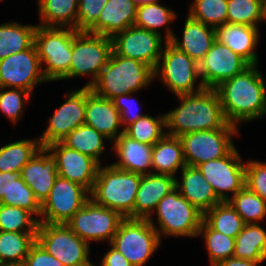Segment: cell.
I'll use <instances>...</instances> for the list:
<instances>
[{
  "instance_id": "obj_33",
  "label": "cell",
  "mask_w": 266,
  "mask_h": 266,
  "mask_svg": "<svg viewBox=\"0 0 266 266\" xmlns=\"http://www.w3.org/2000/svg\"><path fill=\"white\" fill-rule=\"evenodd\" d=\"M37 232L0 231V264H23Z\"/></svg>"
},
{
  "instance_id": "obj_18",
  "label": "cell",
  "mask_w": 266,
  "mask_h": 266,
  "mask_svg": "<svg viewBox=\"0 0 266 266\" xmlns=\"http://www.w3.org/2000/svg\"><path fill=\"white\" fill-rule=\"evenodd\" d=\"M250 64L217 40L199 62V74L205 88H216L221 82L243 72Z\"/></svg>"
},
{
  "instance_id": "obj_4",
  "label": "cell",
  "mask_w": 266,
  "mask_h": 266,
  "mask_svg": "<svg viewBox=\"0 0 266 266\" xmlns=\"http://www.w3.org/2000/svg\"><path fill=\"white\" fill-rule=\"evenodd\" d=\"M141 177L112 164H101L90 198L98 205L119 212L124 218H134V203Z\"/></svg>"
},
{
  "instance_id": "obj_54",
  "label": "cell",
  "mask_w": 266,
  "mask_h": 266,
  "mask_svg": "<svg viewBox=\"0 0 266 266\" xmlns=\"http://www.w3.org/2000/svg\"><path fill=\"white\" fill-rule=\"evenodd\" d=\"M0 266H23V264H0Z\"/></svg>"
},
{
  "instance_id": "obj_24",
  "label": "cell",
  "mask_w": 266,
  "mask_h": 266,
  "mask_svg": "<svg viewBox=\"0 0 266 266\" xmlns=\"http://www.w3.org/2000/svg\"><path fill=\"white\" fill-rule=\"evenodd\" d=\"M181 178L176 177L175 188L203 214L222 202L197 167L186 165Z\"/></svg>"
},
{
  "instance_id": "obj_2",
  "label": "cell",
  "mask_w": 266,
  "mask_h": 266,
  "mask_svg": "<svg viewBox=\"0 0 266 266\" xmlns=\"http://www.w3.org/2000/svg\"><path fill=\"white\" fill-rule=\"evenodd\" d=\"M176 97L180 99V105L165 113L166 134L180 137L203 130L238 129L226 121L215 89L205 88L195 94Z\"/></svg>"
},
{
  "instance_id": "obj_37",
  "label": "cell",
  "mask_w": 266,
  "mask_h": 266,
  "mask_svg": "<svg viewBox=\"0 0 266 266\" xmlns=\"http://www.w3.org/2000/svg\"><path fill=\"white\" fill-rule=\"evenodd\" d=\"M228 202L245 224L258 223L266 217V201L244 186Z\"/></svg>"
},
{
  "instance_id": "obj_7",
  "label": "cell",
  "mask_w": 266,
  "mask_h": 266,
  "mask_svg": "<svg viewBox=\"0 0 266 266\" xmlns=\"http://www.w3.org/2000/svg\"><path fill=\"white\" fill-rule=\"evenodd\" d=\"M159 62L154 69L158 78L175 96L195 94L205 89L199 74V63L166 41ZM198 80H200L198 82ZM198 82L195 86V83Z\"/></svg>"
},
{
  "instance_id": "obj_30",
  "label": "cell",
  "mask_w": 266,
  "mask_h": 266,
  "mask_svg": "<svg viewBox=\"0 0 266 266\" xmlns=\"http://www.w3.org/2000/svg\"><path fill=\"white\" fill-rule=\"evenodd\" d=\"M234 257L242 260H266V231L259 223L245 224L235 237Z\"/></svg>"
},
{
  "instance_id": "obj_52",
  "label": "cell",
  "mask_w": 266,
  "mask_h": 266,
  "mask_svg": "<svg viewBox=\"0 0 266 266\" xmlns=\"http://www.w3.org/2000/svg\"><path fill=\"white\" fill-rule=\"evenodd\" d=\"M137 6L148 4V3H155L158 2V0H133Z\"/></svg>"
},
{
  "instance_id": "obj_21",
  "label": "cell",
  "mask_w": 266,
  "mask_h": 266,
  "mask_svg": "<svg viewBox=\"0 0 266 266\" xmlns=\"http://www.w3.org/2000/svg\"><path fill=\"white\" fill-rule=\"evenodd\" d=\"M84 124L93 127L110 142H114L122 133L120 112L112 100L96 95L90 87L86 86V105Z\"/></svg>"
},
{
  "instance_id": "obj_47",
  "label": "cell",
  "mask_w": 266,
  "mask_h": 266,
  "mask_svg": "<svg viewBox=\"0 0 266 266\" xmlns=\"http://www.w3.org/2000/svg\"><path fill=\"white\" fill-rule=\"evenodd\" d=\"M132 94L133 93H125L120 96L114 97L112 99L114 106L120 112V120H121L123 129L127 125L138 120L140 117L146 115V114H141L140 112H138L139 109L137 108L138 105L136 104L137 101L133 99V97L131 96ZM134 108H137V109H134Z\"/></svg>"
},
{
  "instance_id": "obj_5",
  "label": "cell",
  "mask_w": 266,
  "mask_h": 266,
  "mask_svg": "<svg viewBox=\"0 0 266 266\" xmlns=\"http://www.w3.org/2000/svg\"><path fill=\"white\" fill-rule=\"evenodd\" d=\"M78 32L66 27L37 26L34 45L41 65H46L42 72L47 82L69 79L72 40Z\"/></svg>"
},
{
  "instance_id": "obj_28",
  "label": "cell",
  "mask_w": 266,
  "mask_h": 266,
  "mask_svg": "<svg viewBox=\"0 0 266 266\" xmlns=\"http://www.w3.org/2000/svg\"><path fill=\"white\" fill-rule=\"evenodd\" d=\"M185 166L183 147L179 137L165 134L153 145L152 173L176 177L177 171Z\"/></svg>"
},
{
  "instance_id": "obj_25",
  "label": "cell",
  "mask_w": 266,
  "mask_h": 266,
  "mask_svg": "<svg viewBox=\"0 0 266 266\" xmlns=\"http://www.w3.org/2000/svg\"><path fill=\"white\" fill-rule=\"evenodd\" d=\"M215 35L218 42L227 45L250 65H258L259 56L255 51L259 42L258 27L226 23L215 28Z\"/></svg>"
},
{
  "instance_id": "obj_23",
  "label": "cell",
  "mask_w": 266,
  "mask_h": 266,
  "mask_svg": "<svg viewBox=\"0 0 266 266\" xmlns=\"http://www.w3.org/2000/svg\"><path fill=\"white\" fill-rule=\"evenodd\" d=\"M112 150L118 157L112 163L114 167L140 175L152 173L153 145L138 142L122 133L113 142Z\"/></svg>"
},
{
  "instance_id": "obj_17",
  "label": "cell",
  "mask_w": 266,
  "mask_h": 266,
  "mask_svg": "<svg viewBox=\"0 0 266 266\" xmlns=\"http://www.w3.org/2000/svg\"><path fill=\"white\" fill-rule=\"evenodd\" d=\"M66 101L49 118L47 129L40 136L41 147L61 142L85 122L86 86L66 93Z\"/></svg>"
},
{
  "instance_id": "obj_43",
  "label": "cell",
  "mask_w": 266,
  "mask_h": 266,
  "mask_svg": "<svg viewBox=\"0 0 266 266\" xmlns=\"http://www.w3.org/2000/svg\"><path fill=\"white\" fill-rule=\"evenodd\" d=\"M0 204L20 207L31 212L33 215L41 216V204L36 199L32 189L19 178L14 180L7 196H3Z\"/></svg>"
},
{
  "instance_id": "obj_13",
  "label": "cell",
  "mask_w": 266,
  "mask_h": 266,
  "mask_svg": "<svg viewBox=\"0 0 266 266\" xmlns=\"http://www.w3.org/2000/svg\"><path fill=\"white\" fill-rule=\"evenodd\" d=\"M89 199L90 192L85 187L58 176L41 205L39 223L66 224Z\"/></svg>"
},
{
  "instance_id": "obj_39",
  "label": "cell",
  "mask_w": 266,
  "mask_h": 266,
  "mask_svg": "<svg viewBox=\"0 0 266 266\" xmlns=\"http://www.w3.org/2000/svg\"><path fill=\"white\" fill-rule=\"evenodd\" d=\"M200 235H203L211 266L234 256L235 238L213 230L204 220L197 236Z\"/></svg>"
},
{
  "instance_id": "obj_45",
  "label": "cell",
  "mask_w": 266,
  "mask_h": 266,
  "mask_svg": "<svg viewBox=\"0 0 266 266\" xmlns=\"http://www.w3.org/2000/svg\"><path fill=\"white\" fill-rule=\"evenodd\" d=\"M108 0H79L77 31H88L97 21Z\"/></svg>"
},
{
  "instance_id": "obj_42",
  "label": "cell",
  "mask_w": 266,
  "mask_h": 266,
  "mask_svg": "<svg viewBox=\"0 0 266 266\" xmlns=\"http://www.w3.org/2000/svg\"><path fill=\"white\" fill-rule=\"evenodd\" d=\"M262 20L261 0H228L227 23L258 27Z\"/></svg>"
},
{
  "instance_id": "obj_1",
  "label": "cell",
  "mask_w": 266,
  "mask_h": 266,
  "mask_svg": "<svg viewBox=\"0 0 266 266\" xmlns=\"http://www.w3.org/2000/svg\"><path fill=\"white\" fill-rule=\"evenodd\" d=\"M257 65L221 82L216 88L226 121L250 122L266 116V82Z\"/></svg>"
},
{
  "instance_id": "obj_16",
  "label": "cell",
  "mask_w": 266,
  "mask_h": 266,
  "mask_svg": "<svg viewBox=\"0 0 266 266\" xmlns=\"http://www.w3.org/2000/svg\"><path fill=\"white\" fill-rule=\"evenodd\" d=\"M112 51L119 56L136 59L156 68L162 54L163 35L136 26L115 34Z\"/></svg>"
},
{
  "instance_id": "obj_50",
  "label": "cell",
  "mask_w": 266,
  "mask_h": 266,
  "mask_svg": "<svg viewBox=\"0 0 266 266\" xmlns=\"http://www.w3.org/2000/svg\"><path fill=\"white\" fill-rule=\"evenodd\" d=\"M21 178V172H0V200L7 196L14 180Z\"/></svg>"
},
{
  "instance_id": "obj_34",
  "label": "cell",
  "mask_w": 266,
  "mask_h": 266,
  "mask_svg": "<svg viewBox=\"0 0 266 266\" xmlns=\"http://www.w3.org/2000/svg\"><path fill=\"white\" fill-rule=\"evenodd\" d=\"M107 140L100 132L86 124L70 132L61 142L70 149L88 155L101 165L100 155L104 154Z\"/></svg>"
},
{
  "instance_id": "obj_11",
  "label": "cell",
  "mask_w": 266,
  "mask_h": 266,
  "mask_svg": "<svg viewBox=\"0 0 266 266\" xmlns=\"http://www.w3.org/2000/svg\"><path fill=\"white\" fill-rule=\"evenodd\" d=\"M123 219L119 212L98 205L90 198L66 225L88 244L104 240L110 244Z\"/></svg>"
},
{
  "instance_id": "obj_8",
  "label": "cell",
  "mask_w": 266,
  "mask_h": 266,
  "mask_svg": "<svg viewBox=\"0 0 266 266\" xmlns=\"http://www.w3.org/2000/svg\"><path fill=\"white\" fill-rule=\"evenodd\" d=\"M160 243L158 232L148 219L124 218L109 245L132 266H143L161 246Z\"/></svg>"
},
{
  "instance_id": "obj_20",
  "label": "cell",
  "mask_w": 266,
  "mask_h": 266,
  "mask_svg": "<svg viewBox=\"0 0 266 266\" xmlns=\"http://www.w3.org/2000/svg\"><path fill=\"white\" fill-rule=\"evenodd\" d=\"M58 177L56 158L42 147L22 168L21 178L32 189L42 205Z\"/></svg>"
},
{
  "instance_id": "obj_51",
  "label": "cell",
  "mask_w": 266,
  "mask_h": 266,
  "mask_svg": "<svg viewBox=\"0 0 266 266\" xmlns=\"http://www.w3.org/2000/svg\"><path fill=\"white\" fill-rule=\"evenodd\" d=\"M264 261L242 260L236 257H229L220 261L216 266H259Z\"/></svg>"
},
{
  "instance_id": "obj_10",
  "label": "cell",
  "mask_w": 266,
  "mask_h": 266,
  "mask_svg": "<svg viewBox=\"0 0 266 266\" xmlns=\"http://www.w3.org/2000/svg\"><path fill=\"white\" fill-rule=\"evenodd\" d=\"M37 242L65 266H90L89 244L66 224L39 223Z\"/></svg>"
},
{
  "instance_id": "obj_44",
  "label": "cell",
  "mask_w": 266,
  "mask_h": 266,
  "mask_svg": "<svg viewBox=\"0 0 266 266\" xmlns=\"http://www.w3.org/2000/svg\"><path fill=\"white\" fill-rule=\"evenodd\" d=\"M0 87V112L5 114L12 124H16L24 113V104L31 99L32 93L15 88ZM25 102V103H24Z\"/></svg>"
},
{
  "instance_id": "obj_35",
  "label": "cell",
  "mask_w": 266,
  "mask_h": 266,
  "mask_svg": "<svg viewBox=\"0 0 266 266\" xmlns=\"http://www.w3.org/2000/svg\"><path fill=\"white\" fill-rule=\"evenodd\" d=\"M41 148L39 139H22L0 147V172H21Z\"/></svg>"
},
{
  "instance_id": "obj_6",
  "label": "cell",
  "mask_w": 266,
  "mask_h": 266,
  "mask_svg": "<svg viewBox=\"0 0 266 266\" xmlns=\"http://www.w3.org/2000/svg\"><path fill=\"white\" fill-rule=\"evenodd\" d=\"M154 212H157L156 220L159 228L152 219L148 221L158 232L160 240H162L161 235L196 237L204 218V214L184 198L176 188L159 201Z\"/></svg>"
},
{
  "instance_id": "obj_40",
  "label": "cell",
  "mask_w": 266,
  "mask_h": 266,
  "mask_svg": "<svg viewBox=\"0 0 266 266\" xmlns=\"http://www.w3.org/2000/svg\"><path fill=\"white\" fill-rule=\"evenodd\" d=\"M228 0H194L189 16L207 26L217 28L227 23Z\"/></svg>"
},
{
  "instance_id": "obj_38",
  "label": "cell",
  "mask_w": 266,
  "mask_h": 266,
  "mask_svg": "<svg viewBox=\"0 0 266 266\" xmlns=\"http://www.w3.org/2000/svg\"><path fill=\"white\" fill-rule=\"evenodd\" d=\"M166 114L159 117L144 115L124 128V134L141 143L154 145L165 134Z\"/></svg>"
},
{
  "instance_id": "obj_15",
  "label": "cell",
  "mask_w": 266,
  "mask_h": 266,
  "mask_svg": "<svg viewBox=\"0 0 266 266\" xmlns=\"http://www.w3.org/2000/svg\"><path fill=\"white\" fill-rule=\"evenodd\" d=\"M46 81L35 45L0 60V87L32 93L38 84Z\"/></svg>"
},
{
  "instance_id": "obj_46",
  "label": "cell",
  "mask_w": 266,
  "mask_h": 266,
  "mask_svg": "<svg viewBox=\"0 0 266 266\" xmlns=\"http://www.w3.org/2000/svg\"><path fill=\"white\" fill-rule=\"evenodd\" d=\"M245 186L266 201V162L253 159L246 162Z\"/></svg>"
},
{
  "instance_id": "obj_31",
  "label": "cell",
  "mask_w": 266,
  "mask_h": 266,
  "mask_svg": "<svg viewBox=\"0 0 266 266\" xmlns=\"http://www.w3.org/2000/svg\"><path fill=\"white\" fill-rule=\"evenodd\" d=\"M37 26L15 21L0 24V60L32 47Z\"/></svg>"
},
{
  "instance_id": "obj_26",
  "label": "cell",
  "mask_w": 266,
  "mask_h": 266,
  "mask_svg": "<svg viewBox=\"0 0 266 266\" xmlns=\"http://www.w3.org/2000/svg\"><path fill=\"white\" fill-rule=\"evenodd\" d=\"M136 12L137 5L133 0H108L98 21L87 32L112 38L134 25Z\"/></svg>"
},
{
  "instance_id": "obj_32",
  "label": "cell",
  "mask_w": 266,
  "mask_h": 266,
  "mask_svg": "<svg viewBox=\"0 0 266 266\" xmlns=\"http://www.w3.org/2000/svg\"><path fill=\"white\" fill-rule=\"evenodd\" d=\"M176 18L177 13L166 6L161 5L159 2L148 3L137 6L134 26L161 35L160 28L166 26L164 34L166 37H164V39L170 41L174 36V32H172L173 30H171L169 24L172 23L173 20H176Z\"/></svg>"
},
{
  "instance_id": "obj_19",
  "label": "cell",
  "mask_w": 266,
  "mask_h": 266,
  "mask_svg": "<svg viewBox=\"0 0 266 266\" xmlns=\"http://www.w3.org/2000/svg\"><path fill=\"white\" fill-rule=\"evenodd\" d=\"M46 148L56 158L58 176L93 189L100 164L92 157L70 149L62 142H54Z\"/></svg>"
},
{
  "instance_id": "obj_36",
  "label": "cell",
  "mask_w": 266,
  "mask_h": 266,
  "mask_svg": "<svg viewBox=\"0 0 266 266\" xmlns=\"http://www.w3.org/2000/svg\"><path fill=\"white\" fill-rule=\"evenodd\" d=\"M203 220L215 231L235 238L245 223L228 201L216 204L204 214Z\"/></svg>"
},
{
  "instance_id": "obj_53",
  "label": "cell",
  "mask_w": 266,
  "mask_h": 266,
  "mask_svg": "<svg viewBox=\"0 0 266 266\" xmlns=\"http://www.w3.org/2000/svg\"><path fill=\"white\" fill-rule=\"evenodd\" d=\"M261 6L263 19L266 21V0H261Z\"/></svg>"
},
{
  "instance_id": "obj_49",
  "label": "cell",
  "mask_w": 266,
  "mask_h": 266,
  "mask_svg": "<svg viewBox=\"0 0 266 266\" xmlns=\"http://www.w3.org/2000/svg\"><path fill=\"white\" fill-rule=\"evenodd\" d=\"M101 260L99 266H132L130 262L112 246Z\"/></svg>"
},
{
  "instance_id": "obj_12",
  "label": "cell",
  "mask_w": 266,
  "mask_h": 266,
  "mask_svg": "<svg viewBox=\"0 0 266 266\" xmlns=\"http://www.w3.org/2000/svg\"><path fill=\"white\" fill-rule=\"evenodd\" d=\"M238 129H215L190 132L179 138L186 165L194 166L227 156L234 148L233 135Z\"/></svg>"
},
{
  "instance_id": "obj_3",
  "label": "cell",
  "mask_w": 266,
  "mask_h": 266,
  "mask_svg": "<svg viewBox=\"0 0 266 266\" xmlns=\"http://www.w3.org/2000/svg\"><path fill=\"white\" fill-rule=\"evenodd\" d=\"M153 79L154 69L151 66L112 51L106 66L90 88L96 95L112 100L125 93H136L149 86Z\"/></svg>"
},
{
  "instance_id": "obj_22",
  "label": "cell",
  "mask_w": 266,
  "mask_h": 266,
  "mask_svg": "<svg viewBox=\"0 0 266 266\" xmlns=\"http://www.w3.org/2000/svg\"><path fill=\"white\" fill-rule=\"evenodd\" d=\"M176 177L150 173L142 175L134 203V218L152 219L159 201L175 189Z\"/></svg>"
},
{
  "instance_id": "obj_27",
  "label": "cell",
  "mask_w": 266,
  "mask_h": 266,
  "mask_svg": "<svg viewBox=\"0 0 266 266\" xmlns=\"http://www.w3.org/2000/svg\"><path fill=\"white\" fill-rule=\"evenodd\" d=\"M182 33L181 41L174 34L170 42L198 63L216 41L215 28L196 21L189 15L185 20Z\"/></svg>"
},
{
  "instance_id": "obj_48",
  "label": "cell",
  "mask_w": 266,
  "mask_h": 266,
  "mask_svg": "<svg viewBox=\"0 0 266 266\" xmlns=\"http://www.w3.org/2000/svg\"><path fill=\"white\" fill-rule=\"evenodd\" d=\"M23 266H65L54 256L50 255L44 247L39 243L35 242L29 254L26 256Z\"/></svg>"
},
{
  "instance_id": "obj_14",
  "label": "cell",
  "mask_w": 266,
  "mask_h": 266,
  "mask_svg": "<svg viewBox=\"0 0 266 266\" xmlns=\"http://www.w3.org/2000/svg\"><path fill=\"white\" fill-rule=\"evenodd\" d=\"M196 167L222 202L228 201L245 186L246 163H243L236 147L227 156ZM226 192L232 193V196Z\"/></svg>"
},
{
  "instance_id": "obj_41",
  "label": "cell",
  "mask_w": 266,
  "mask_h": 266,
  "mask_svg": "<svg viewBox=\"0 0 266 266\" xmlns=\"http://www.w3.org/2000/svg\"><path fill=\"white\" fill-rule=\"evenodd\" d=\"M39 219L20 207L0 204V231L37 232Z\"/></svg>"
},
{
  "instance_id": "obj_29",
  "label": "cell",
  "mask_w": 266,
  "mask_h": 266,
  "mask_svg": "<svg viewBox=\"0 0 266 266\" xmlns=\"http://www.w3.org/2000/svg\"><path fill=\"white\" fill-rule=\"evenodd\" d=\"M40 23L46 27H66L77 30L79 0H36Z\"/></svg>"
},
{
  "instance_id": "obj_9",
  "label": "cell",
  "mask_w": 266,
  "mask_h": 266,
  "mask_svg": "<svg viewBox=\"0 0 266 266\" xmlns=\"http://www.w3.org/2000/svg\"><path fill=\"white\" fill-rule=\"evenodd\" d=\"M112 52V39L107 36L79 31L72 40V60L69 79L90 75L84 86L90 87L106 66Z\"/></svg>"
}]
</instances>
